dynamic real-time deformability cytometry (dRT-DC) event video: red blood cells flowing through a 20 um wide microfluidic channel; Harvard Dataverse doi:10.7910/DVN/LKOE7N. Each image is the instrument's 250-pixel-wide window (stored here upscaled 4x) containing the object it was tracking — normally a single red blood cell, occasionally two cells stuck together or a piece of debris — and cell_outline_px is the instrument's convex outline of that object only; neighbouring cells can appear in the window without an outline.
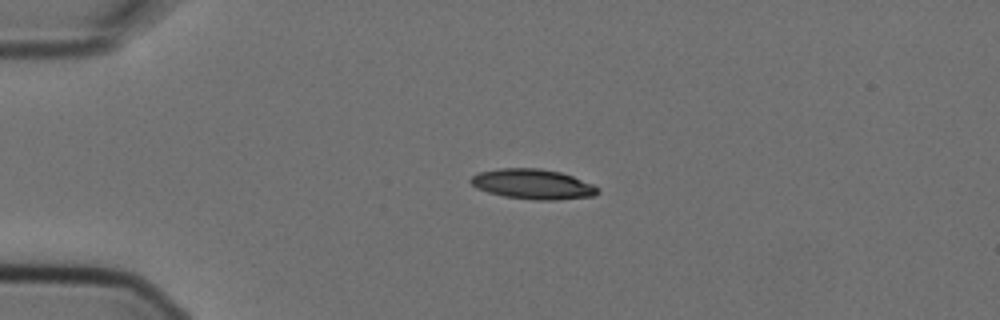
{"species": "Egyptian fruit bat (a non-hibernating species)", "species_latin": "Rousettus aegyptiacus", "temperature_condition": "cold", "stored_images_in_passage": 3, "camera_frame_rate_fps": 3000, "um_per_image_px": 0.085, "animal": {"sex": "female"}, "frame": {"image": 1, "passage_image": 3, "time_ms": 0.667, "image_size_px": [1000, 320], "cell_outline_px": [[600, 192], [592, 196], [556, 200], [536, 200], [504, 196], [488, 192], [476, 188], [468, 180], [472, 176], [480, 172], [500, 168], [540, 168], [560, 172], [572, 176], [592, 184], [600, 188]], "centroid_in_image_um": [45.29, 15.65], "position_along_channel_um": 39.7, "area_um2": 22.2}}